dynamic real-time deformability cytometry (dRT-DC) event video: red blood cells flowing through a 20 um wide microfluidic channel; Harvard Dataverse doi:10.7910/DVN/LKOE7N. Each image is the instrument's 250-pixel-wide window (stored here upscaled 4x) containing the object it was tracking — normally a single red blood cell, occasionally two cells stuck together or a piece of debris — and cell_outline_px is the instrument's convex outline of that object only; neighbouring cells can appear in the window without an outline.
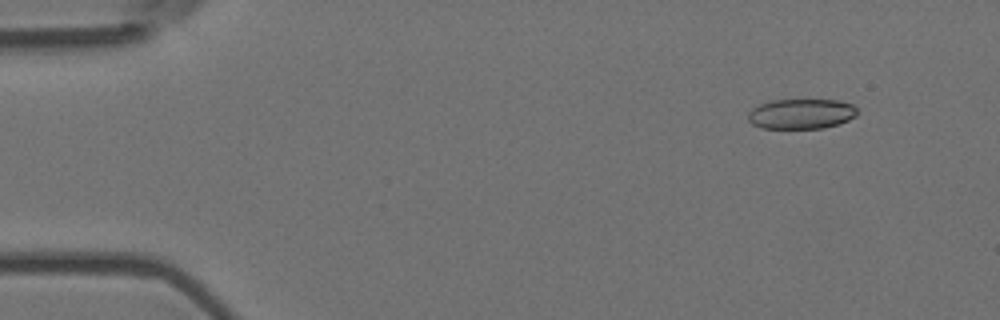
{"species": "Egyptian fruit bat (a non-hibernating species)", "species_latin": "Rousettus aegyptiacus", "temperature_condition": "room temperature", "stored_images_in_passage": 4, "camera_frame_rate_fps": 3000, "um_per_image_px": 0.085, "animal": {"sex": "female"}, "frame": {"image": 1, "passage_image": 1, "time_ms": 0.0, "image_size_px": [1000, 320], "cell_outline_px": [[856, 116], [840, 124], [824, 128], [760, 128], [752, 124], [748, 120], [748, 112], [752, 108], [760, 104], [772, 100], [840, 100], [852, 104], [856, 108]], "centroid_in_image_um": [68.1, 9.68], "position_along_channel_um": 16.9, "area_um2": 19.25}}
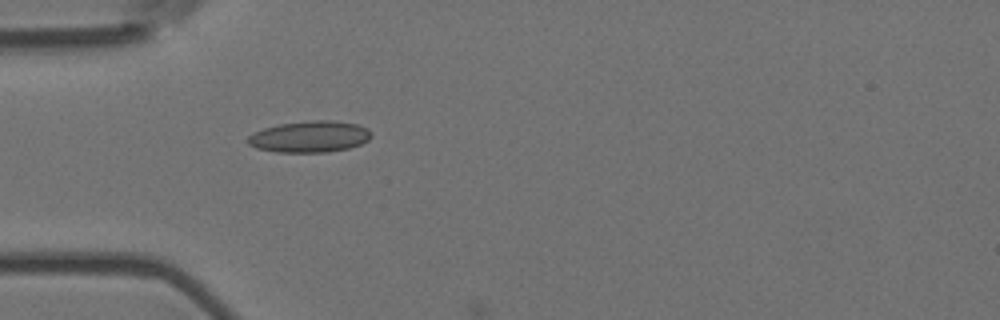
{"frame": {"image": 2, "passage_image": 4, "time_ms": 1.0, "image_size_px": [1000, 320], "cell_outline_px": [[372, 136], [368, 140], [360, 144], [348, 148], [328, 152], [276, 152], [256, 148], [248, 144], [244, 140], [252, 132], [264, 128], [280, 124], [312, 120], [332, 120], [356, 124], [368, 128], [372, 132]], "centroid_in_image_um": [26.3, 11.61], "position_along_channel_um": 58.7, "area_um2": 22.77}}